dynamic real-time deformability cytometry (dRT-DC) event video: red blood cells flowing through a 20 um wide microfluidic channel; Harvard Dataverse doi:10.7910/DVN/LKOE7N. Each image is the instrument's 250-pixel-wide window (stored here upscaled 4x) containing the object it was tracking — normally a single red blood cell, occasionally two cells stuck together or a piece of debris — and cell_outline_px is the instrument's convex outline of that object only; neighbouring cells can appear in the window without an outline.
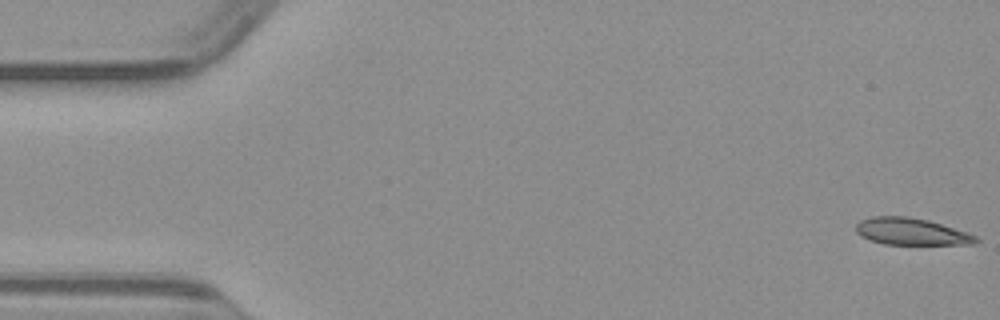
{"species": "common noctule bat (a hibernating species)", "species_latin": "Nyctalus noctula", "temperature_condition": "warm", "stored_images_in_passage": 11, "camera_frame_rate_fps": 3000, "um_per_image_px": 0.085, "animal": {"sex": "male", "body_mass_g": 23.1, "forearm_length_mm": 52.7}, "frame": {"image": 1, "passage_image": 1, "time_ms": 0.0, "image_size_px": [1000, 320], "cell_outline_px": [[980, 240], [976, 244], [884, 244], [860, 236], [856, 232], [856, 224], [860, 220], [872, 216], [908, 216], [928, 220], [968, 232], [976, 236]], "centroid_in_image_um": [77.46, 19.68], "position_along_channel_um": 7.5, "area_um2": 18.84}}